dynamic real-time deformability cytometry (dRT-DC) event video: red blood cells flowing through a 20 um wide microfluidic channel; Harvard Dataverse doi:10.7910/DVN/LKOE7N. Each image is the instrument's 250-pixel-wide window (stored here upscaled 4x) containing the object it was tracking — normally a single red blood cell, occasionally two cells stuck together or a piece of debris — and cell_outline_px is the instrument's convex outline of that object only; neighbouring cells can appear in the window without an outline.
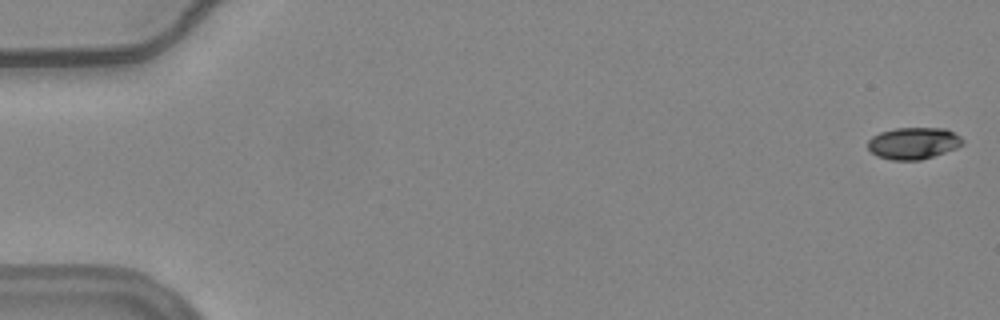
{"species": "common noctule bat (a hibernating species)", "species_latin": "Nyctalus noctula", "temperature_condition": "warm", "stored_images_in_passage": 56, "camera_frame_rate_fps": 3000, "um_per_image_px": 0.085, "animal": {"sex": "female", "body_mass_g": 24.6, "forearm_length_mm": 56.2}, "frame": {"image": 1, "passage_image": 1, "time_ms": 0.0, "image_size_px": [1000, 320], "cell_outline_px": [[964, 144], [956, 148], [920, 160], [892, 160], [876, 156], [868, 148], [868, 140], [872, 136], [880, 132], [896, 128], [944, 128], [960, 136], [964, 140]], "centroid_in_image_um": [77.63, 12.17], "position_along_channel_um": 7.4, "area_um2": 17.51}}
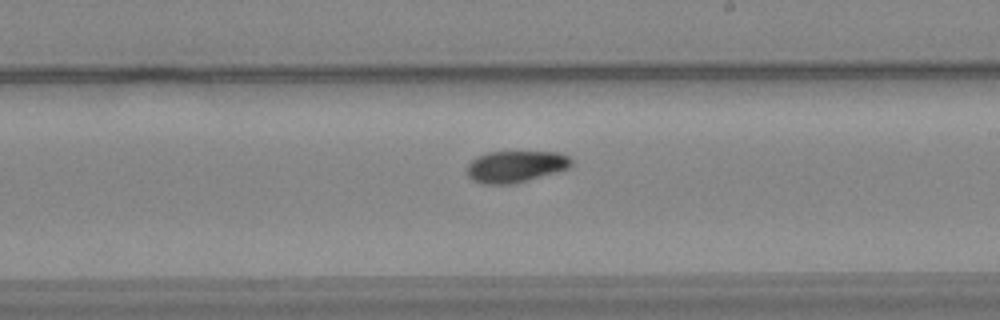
{"frame": {"image": 2, "passage_image": 33, "time_ms": 10.667, "image_size_px": [1000, 320], "cell_outline_px": [[572, 164], [568, 168], [556, 172], [516, 184], [484, 184], [472, 180], [464, 172], [468, 164], [476, 156], [488, 152], [560, 152], [568, 156], [572, 160]], "centroid_in_image_um": [43.79, 14.16], "position_along_channel_um": 245.2, "area_um2": 19.48}}
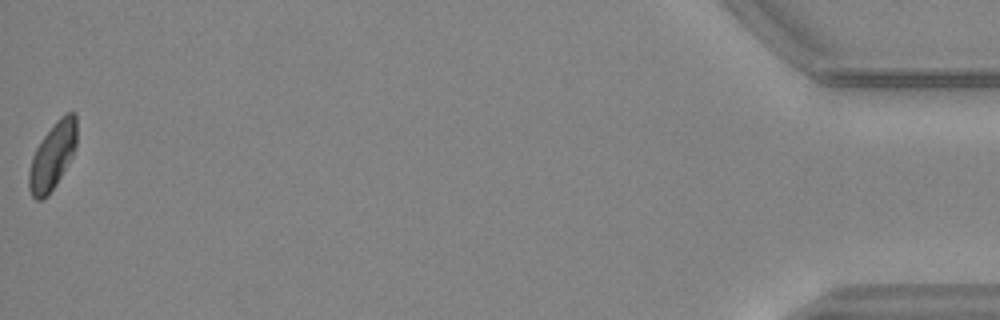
{"frame": {"image": 3, "passage_image": 56, "time_ms": 18.333, "image_size_px": [1000, 320], "cell_outline_px": [[76, 148], [72, 156], [56, 184], [48, 196], [40, 200], [36, 200], [32, 196], [28, 188], [28, 172], [32, 156], [40, 140], [56, 120], [60, 116], [68, 112], [76, 112]], "centroid_in_image_um": [4.45, 13.26], "position_along_channel_um": 430.8, "area_um2": 18.73}, "authors_computed_cell_mechanics": {"area_um2": 19.1607, "velocity_mm_per_s": 3.6728, "shape_relaxation_time_tau1_ms": 4.5958, "shape_relaxation_time_tau2_ms": null, "deformation_change_tau1": 0.1149, "deformation_change_tau2": null}}